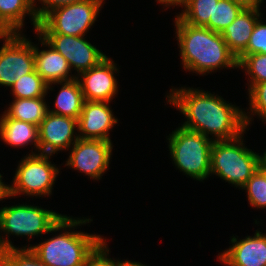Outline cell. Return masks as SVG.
Returning a JSON list of instances; mask_svg holds the SVG:
<instances>
[{"label": "cell", "instance_id": "cell-1", "mask_svg": "<svg viewBox=\"0 0 266 266\" xmlns=\"http://www.w3.org/2000/svg\"><path fill=\"white\" fill-rule=\"evenodd\" d=\"M167 102L185 116L181 127L201 133L213 141L230 140L247 130L244 111L222 96L198 88H171Z\"/></svg>", "mask_w": 266, "mask_h": 266}, {"label": "cell", "instance_id": "cell-2", "mask_svg": "<svg viewBox=\"0 0 266 266\" xmlns=\"http://www.w3.org/2000/svg\"><path fill=\"white\" fill-rule=\"evenodd\" d=\"M175 17L176 40L185 71L204 76L224 67L238 68L237 58L229 50L221 33L184 23L178 16Z\"/></svg>", "mask_w": 266, "mask_h": 266}, {"label": "cell", "instance_id": "cell-3", "mask_svg": "<svg viewBox=\"0 0 266 266\" xmlns=\"http://www.w3.org/2000/svg\"><path fill=\"white\" fill-rule=\"evenodd\" d=\"M92 220L64 215L59 221V234L39 244L22 248H30L47 266H85L87 260L106 241L99 234L74 231V228L91 223Z\"/></svg>", "mask_w": 266, "mask_h": 266}, {"label": "cell", "instance_id": "cell-4", "mask_svg": "<svg viewBox=\"0 0 266 266\" xmlns=\"http://www.w3.org/2000/svg\"><path fill=\"white\" fill-rule=\"evenodd\" d=\"M63 216L53 210L26 203L1 207L0 234L4 232L6 238L0 235V251L19 248L13 245L9 235L27 236L30 240L33 236L59 232V221Z\"/></svg>", "mask_w": 266, "mask_h": 266}, {"label": "cell", "instance_id": "cell-5", "mask_svg": "<svg viewBox=\"0 0 266 266\" xmlns=\"http://www.w3.org/2000/svg\"><path fill=\"white\" fill-rule=\"evenodd\" d=\"M230 140L214 141L211 150L210 176L216 175L241 189L258 170L261 155L247 148L243 135Z\"/></svg>", "mask_w": 266, "mask_h": 266}, {"label": "cell", "instance_id": "cell-6", "mask_svg": "<svg viewBox=\"0 0 266 266\" xmlns=\"http://www.w3.org/2000/svg\"><path fill=\"white\" fill-rule=\"evenodd\" d=\"M169 153L175 166L196 181L210 176L213 140L205 135L178 127L167 136Z\"/></svg>", "mask_w": 266, "mask_h": 266}, {"label": "cell", "instance_id": "cell-7", "mask_svg": "<svg viewBox=\"0 0 266 266\" xmlns=\"http://www.w3.org/2000/svg\"><path fill=\"white\" fill-rule=\"evenodd\" d=\"M49 158L51 155L32 150L21 158L13 177V184L8 185V195L10 197L25 194L29 197H50L60 170L49 161Z\"/></svg>", "mask_w": 266, "mask_h": 266}, {"label": "cell", "instance_id": "cell-8", "mask_svg": "<svg viewBox=\"0 0 266 266\" xmlns=\"http://www.w3.org/2000/svg\"><path fill=\"white\" fill-rule=\"evenodd\" d=\"M104 0H83L49 11L40 21L38 34L85 36L100 13Z\"/></svg>", "mask_w": 266, "mask_h": 266}, {"label": "cell", "instance_id": "cell-9", "mask_svg": "<svg viewBox=\"0 0 266 266\" xmlns=\"http://www.w3.org/2000/svg\"><path fill=\"white\" fill-rule=\"evenodd\" d=\"M0 48V86L10 87L35 70L34 45L22 33H5Z\"/></svg>", "mask_w": 266, "mask_h": 266}, {"label": "cell", "instance_id": "cell-10", "mask_svg": "<svg viewBox=\"0 0 266 266\" xmlns=\"http://www.w3.org/2000/svg\"><path fill=\"white\" fill-rule=\"evenodd\" d=\"M65 166L100 180L109 168L113 144L105 140L78 139L72 146Z\"/></svg>", "mask_w": 266, "mask_h": 266}, {"label": "cell", "instance_id": "cell-11", "mask_svg": "<svg viewBox=\"0 0 266 266\" xmlns=\"http://www.w3.org/2000/svg\"><path fill=\"white\" fill-rule=\"evenodd\" d=\"M49 45L59 52L69 63L77 76L97 66L107 56L92 45L84 36L63 34H39ZM74 68V69H73Z\"/></svg>", "mask_w": 266, "mask_h": 266}, {"label": "cell", "instance_id": "cell-12", "mask_svg": "<svg viewBox=\"0 0 266 266\" xmlns=\"http://www.w3.org/2000/svg\"><path fill=\"white\" fill-rule=\"evenodd\" d=\"M77 130V119L48 112L38 126L39 153L52 156L70 150L79 139Z\"/></svg>", "mask_w": 266, "mask_h": 266}, {"label": "cell", "instance_id": "cell-13", "mask_svg": "<svg viewBox=\"0 0 266 266\" xmlns=\"http://www.w3.org/2000/svg\"><path fill=\"white\" fill-rule=\"evenodd\" d=\"M108 56L97 66L81 72L77 76L86 101L111 102L118 93V81L115 73L119 69Z\"/></svg>", "mask_w": 266, "mask_h": 266}, {"label": "cell", "instance_id": "cell-14", "mask_svg": "<svg viewBox=\"0 0 266 266\" xmlns=\"http://www.w3.org/2000/svg\"><path fill=\"white\" fill-rule=\"evenodd\" d=\"M109 103L85 100L77 120L80 139L112 141L109 131L117 125L118 119L115 118Z\"/></svg>", "mask_w": 266, "mask_h": 266}, {"label": "cell", "instance_id": "cell-15", "mask_svg": "<svg viewBox=\"0 0 266 266\" xmlns=\"http://www.w3.org/2000/svg\"><path fill=\"white\" fill-rule=\"evenodd\" d=\"M256 230L253 237L238 240L233 235L231 246L218 254V260L228 266H266V233Z\"/></svg>", "mask_w": 266, "mask_h": 266}, {"label": "cell", "instance_id": "cell-16", "mask_svg": "<svg viewBox=\"0 0 266 266\" xmlns=\"http://www.w3.org/2000/svg\"><path fill=\"white\" fill-rule=\"evenodd\" d=\"M35 33L39 39L38 41H40L41 47L47 46L48 48L47 50L43 49L40 51L39 47L34 44L35 70L48 84L47 92H49V89L51 91L53 90L52 83L70 81L77 78V75H72L68 61L37 32Z\"/></svg>", "mask_w": 266, "mask_h": 266}, {"label": "cell", "instance_id": "cell-17", "mask_svg": "<svg viewBox=\"0 0 266 266\" xmlns=\"http://www.w3.org/2000/svg\"><path fill=\"white\" fill-rule=\"evenodd\" d=\"M261 18L258 8H244L221 33L229 50L236 58L247 48L255 24Z\"/></svg>", "mask_w": 266, "mask_h": 266}, {"label": "cell", "instance_id": "cell-18", "mask_svg": "<svg viewBox=\"0 0 266 266\" xmlns=\"http://www.w3.org/2000/svg\"><path fill=\"white\" fill-rule=\"evenodd\" d=\"M27 15L36 32L39 19L35 13L34 0H0V28L5 33H22Z\"/></svg>", "mask_w": 266, "mask_h": 266}, {"label": "cell", "instance_id": "cell-19", "mask_svg": "<svg viewBox=\"0 0 266 266\" xmlns=\"http://www.w3.org/2000/svg\"><path fill=\"white\" fill-rule=\"evenodd\" d=\"M0 139L10 147L33 145L39 153L38 126L10 118L5 112L0 116Z\"/></svg>", "mask_w": 266, "mask_h": 266}, {"label": "cell", "instance_id": "cell-20", "mask_svg": "<svg viewBox=\"0 0 266 266\" xmlns=\"http://www.w3.org/2000/svg\"><path fill=\"white\" fill-rule=\"evenodd\" d=\"M52 84H60L62 86L53 104L55 109L53 108L51 110L49 106V112L78 120L85 99L77 78L70 81H62Z\"/></svg>", "mask_w": 266, "mask_h": 266}, {"label": "cell", "instance_id": "cell-21", "mask_svg": "<svg viewBox=\"0 0 266 266\" xmlns=\"http://www.w3.org/2000/svg\"><path fill=\"white\" fill-rule=\"evenodd\" d=\"M8 109L4 111L10 118L29 122L39 126L49 112L45 97L14 98Z\"/></svg>", "mask_w": 266, "mask_h": 266}, {"label": "cell", "instance_id": "cell-22", "mask_svg": "<svg viewBox=\"0 0 266 266\" xmlns=\"http://www.w3.org/2000/svg\"><path fill=\"white\" fill-rule=\"evenodd\" d=\"M219 0H187L184 9L177 16L193 26L209 28V19H213L214 5Z\"/></svg>", "mask_w": 266, "mask_h": 266}, {"label": "cell", "instance_id": "cell-23", "mask_svg": "<svg viewBox=\"0 0 266 266\" xmlns=\"http://www.w3.org/2000/svg\"><path fill=\"white\" fill-rule=\"evenodd\" d=\"M48 84L42 79L36 70L23 75L11 86V94L14 98H38L46 97Z\"/></svg>", "mask_w": 266, "mask_h": 266}, {"label": "cell", "instance_id": "cell-24", "mask_svg": "<svg viewBox=\"0 0 266 266\" xmlns=\"http://www.w3.org/2000/svg\"><path fill=\"white\" fill-rule=\"evenodd\" d=\"M243 9V6L231 0H219L214 5L213 19H209V29L222 33Z\"/></svg>", "mask_w": 266, "mask_h": 266}, {"label": "cell", "instance_id": "cell-25", "mask_svg": "<svg viewBox=\"0 0 266 266\" xmlns=\"http://www.w3.org/2000/svg\"><path fill=\"white\" fill-rule=\"evenodd\" d=\"M238 69L242 68L246 75L248 90L257 83L266 82V54H252L247 56H238Z\"/></svg>", "mask_w": 266, "mask_h": 266}, {"label": "cell", "instance_id": "cell-26", "mask_svg": "<svg viewBox=\"0 0 266 266\" xmlns=\"http://www.w3.org/2000/svg\"><path fill=\"white\" fill-rule=\"evenodd\" d=\"M249 112L244 111V121L246 128L253 121V116L256 115L266 123V82L254 84L249 90ZM251 113V114H250ZM252 115V116H251Z\"/></svg>", "mask_w": 266, "mask_h": 266}, {"label": "cell", "instance_id": "cell-27", "mask_svg": "<svg viewBox=\"0 0 266 266\" xmlns=\"http://www.w3.org/2000/svg\"><path fill=\"white\" fill-rule=\"evenodd\" d=\"M0 266H47L30 248L0 251Z\"/></svg>", "mask_w": 266, "mask_h": 266}, {"label": "cell", "instance_id": "cell-28", "mask_svg": "<svg viewBox=\"0 0 266 266\" xmlns=\"http://www.w3.org/2000/svg\"><path fill=\"white\" fill-rule=\"evenodd\" d=\"M242 189L247 192V200L252 208H266V180L258 170L247 180Z\"/></svg>", "mask_w": 266, "mask_h": 266}, {"label": "cell", "instance_id": "cell-29", "mask_svg": "<svg viewBox=\"0 0 266 266\" xmlns=\"http://www.w3.org/2000/svg\"><path fill=\"white\" fill-rule=\"evenodd\" d=\"M266 54V23L259 18L250 36L247 48L239 56Z\"/></svg>", "mask_w": 266, "mask_h": 266}, {"label": "cell", "instance_id": "cell-30", "mask_svg": "<svg viewBox=\"0 0 266 266\" xmlns=\"http://www.w3.org/2000/svg\"><path fill=\"white\" fill-rule=\"evenodd\" d=\"M107 241H105L96 252L87 260L85 266H127L131 260H117L109 258V250Z\"/></svg>", "mask_w": 266, "mask_h": 266}, {"label": "cell", "instance_id": "cell-31", "mask_svg": "<svg viewBox=\"0 0 266 266\" xmlns=\"http://www.w3.org/2000/svg\"><path fill=\"white\" fill-rule=\"evenodd\" d=\"M40 2L42 7L37 6V4H35L36 2ZM83 0H34V9H35V13L37 15V18L39 19V21L51 10H53L54 8L60 7V6H64V5H69L72 3H76V2H80Z\"/></svg>", "mask_w": 266, "mask_h": 266}, {"label": "cell", "instance_id": "cell-32", "mask_svg": "<svg viewBox=\"0 0 266 266\" xmlns=\"http://www.w3.org/2000/svg\"><path fill=\"white\" fill-rule=\"evenodd\" d=\"M231 1L240 4L244 8H258V9H261L260 6L261 3L263 2V0H231Z\"/></svg>", "mask_w": 266, "mask_h": 266}, {"label": "cell", "instance_id": "cell-33", "mask_svg": "<svg viewBox=\"0 0 266 266\" xmlns=\"http://www.w3.org/2000/svg\"><path fill=\"white\" fill-rule=\"evenodd\" d=\"M158 4L160 3L161 5L165 6L166 8L168 7H175V6H181L182 8L185 7L187 0H156Z\"/></svg>", "mask_w": 266, "mask_h": 266}, {"label": "cell", "instance_id": "cell-34", "mask_svg": "<svg viewBox=\"0 0 266 266\" xmlns=\"http://www.w3.org/2000/svg\"><path fill=\"white\" fill-rule=\"evenodd\" d=\"M2 175L0 173V201L3 200V199H8V198H11L9 195H8V185L5 184L4 182H2Z\"/></svg>", "mask_w": 266, "mask_h": 266}, {"label": "cell", "instance_id": "cell-35", "mask_svg": "<svg viewBox=\"0 0 266 266\" xmlns=\"http://www.w3.org/2000/svg\"><path fill=\"white\" fill-rule=\"evenodd\" d=\"M258 171L264 176L266 180V162L262 158L258 165Z\"/></svg>", "mask_w": 266, "mask_h": 266}, {"label": "cell", "instance_id": "cell-36", "mask_svg": "<svg viewBox=\"0 0 266 266\" xmlns=\"http://www.w3.org/2000/svg\"><path fill=\"white\" fill-rule=\"evenodd\" d=\"M127 266H147V265L142 264L141 262L131 261Z\"/></svg>", "mask_w": 266, "mask_h": 266}, {"label": "cell", "instance_id": "cell-37", "mask_svg": "<svg viewBox=\"0 0 266 266\" xmlns=\"http://www.w3.org/2000/svg\"><path fill=\"white\" fill-rule=\"evenodd\" d=\"M261 158L266 162V150H265V152H263V154L261 155Z\"/></svg>", "mask_w": 266, "mask_h": 266}, {"label": "cell", "instance_id": "cell-38", "mask_svg": "<svg viewBox=\"0 0 266 266\" xmlns=\"http://www.w3.org/2000/svg\"><path fill=\"white\" fill-rule=\"evenodd\" d=\"M5 34V32L0 28V37H2Z\"/></svg>", "mask_w": 266, "mask_h": 266}]
</instances>
